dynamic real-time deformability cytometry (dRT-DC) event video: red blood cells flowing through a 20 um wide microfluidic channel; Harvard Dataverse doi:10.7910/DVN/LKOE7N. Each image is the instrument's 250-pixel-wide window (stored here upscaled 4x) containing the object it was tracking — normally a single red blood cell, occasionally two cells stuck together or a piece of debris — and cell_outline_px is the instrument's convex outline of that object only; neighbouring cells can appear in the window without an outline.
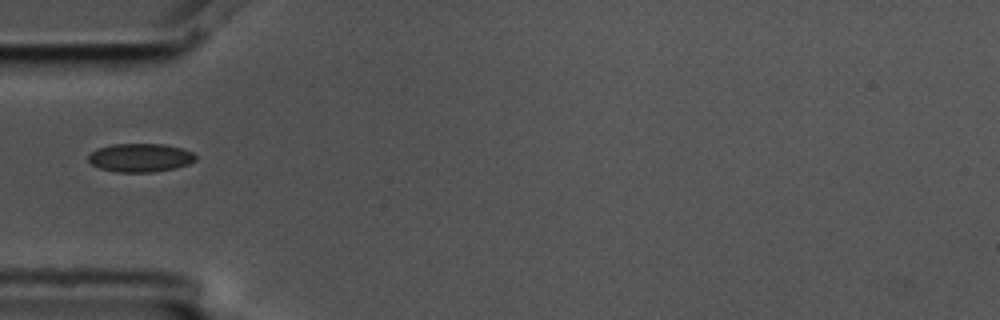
{"species": "common noctule bat (a hibernating species)", "species_latin": "Nyctalus noctula", "temperature_condition": "cold", "stored_images_in_passage": 6, "camera_frame_rate_fps": 3000, "um_per_image_px": 0.085, "animal": {"sex": "male", "body_mass_g": 17.5, "forearm_length_mm": 52.3}, "frame": {"image": 1, "passage_image": 1, "time_ms": 0.0, "image_size_px": [1000, 320], "cell_outline_px": [[196, 160], [188, 164], [176, 168], [152, 172], [116, 172], [100, 168], [92, 164], [88, 160], [88, 156], [92, 152], [100, 148], [112, 144], [164, 144], [180, 148], [192, 152], [196, 156]], "centroid_in_image_um": [11.94, 13.41], "position_along_channel_um": 73.1, "area_um2": 17.69}}